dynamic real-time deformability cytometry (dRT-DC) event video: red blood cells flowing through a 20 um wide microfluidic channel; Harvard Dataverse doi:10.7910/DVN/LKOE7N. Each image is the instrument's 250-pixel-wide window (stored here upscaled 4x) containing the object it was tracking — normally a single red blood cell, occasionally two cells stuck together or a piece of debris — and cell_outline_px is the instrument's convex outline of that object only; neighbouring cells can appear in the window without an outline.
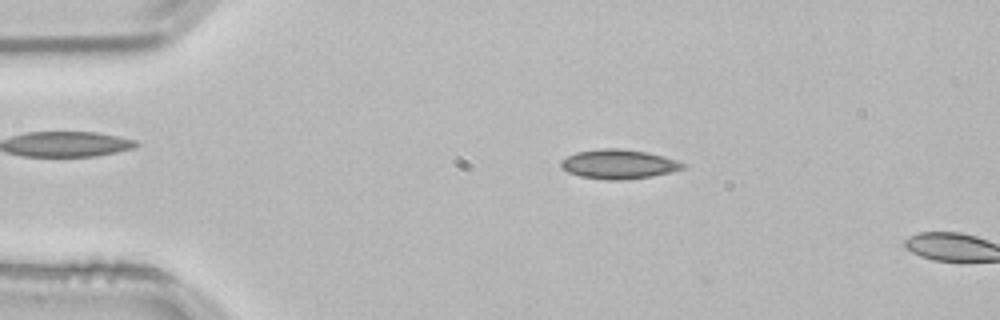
{"species": "common noctule bat (a hibernating species)", "species_latin": "Nyctalus noctula", "temperature_condition": "room temperature", "stored_images_in_passage": 3, "camera_frame_rate_fps": 3000, "um_per_image_px": 0.085, "animal": {"sex": "male", "body_mass_g": 21.5, "forearm_length_mm": 52.0}, "frame": {"image": 1, "passage_image": 1, "time_ms": 0.0, "image_size_px": [1000, 320], "cell_outline_px": [[688, 164], [684, 168], [672, 172], [652, 176], [620, 180], [608, 180], [580, 176], [568, 172], [560, 168], [560, 160], [576, 152], [600, 148], [620, 148], [648, 152], [664, 156]], "centroid_in_image_um": [52.59, 13.94], "position_along_channel_um": 32.4, "area_um2": 21.04}}